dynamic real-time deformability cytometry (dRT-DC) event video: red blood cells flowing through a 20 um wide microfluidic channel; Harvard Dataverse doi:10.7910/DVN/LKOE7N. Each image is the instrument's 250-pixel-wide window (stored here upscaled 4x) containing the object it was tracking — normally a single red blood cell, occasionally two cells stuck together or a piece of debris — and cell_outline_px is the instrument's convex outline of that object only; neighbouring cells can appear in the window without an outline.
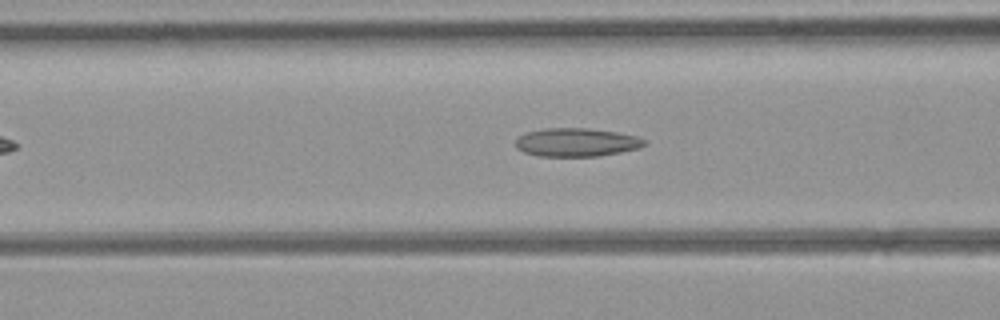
{"species": "common noctule bat (a hibernating species)", "species_latin": "Nyctalus noctula", "temperature_condition": "room temperature", "stored_images_in_passage": 45, "camera_frame_rate_fps": 3000, "um_per_image_px": 0.085, "animal": {"sex": "female", "body_mass_g": 21.9}, "frame": {"image": 1, "passage_image": 13, "time_ms": 4.0, "image_size_px": [1000, 320], "cell_outline_px": [[644, 144], [636, 148], [620, 152], [600, 156], [536, 156], [524, 152], [516, 148], [516, 140], [520, 136], [528, 132], [544, 128], [584, 128], [616, 132], [636, 136], [644, 140]], "centroid_in_image_um": [48.95, 12.1], "position_along_channel_um": 117.7, "area_um2": 21.04}}
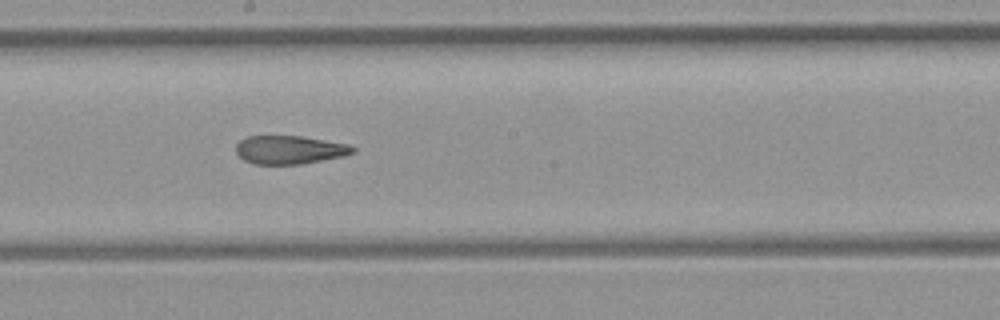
{"frame": {"image": 2, "passage_image": 21, "time_ms": 6.667, "image_size_px": [1000, 320], "cell_outline_px": [[356, 152], [344, 156], [300, 164], [252, 164], [244, 160], [236, 152], [236, 144], [240, 140], [248, 136], [300, 136], [348, 144], [356, 148]], "centroid_in_image_um": [24.61, 12.73], "position_along_channel_um": 223.6, "area_um2": 19.31}}
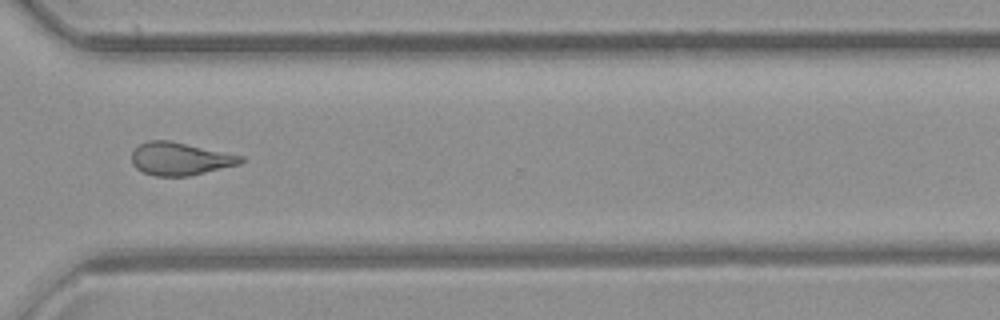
{"frame": {"image": 3, "passage_image": 31, "time_ms": 10.0, "image_size_px": [1000, 320], "cell_outline_px": [[244, 160], [240, 164], [188, 176], [156, 176], [144, 172], [136, 168], [132, 164], [132, 152], [140, 144], [148, 140], [168, 140], [244, 156]], "centroid_in_image_um": [15.3, 13.5], "position_along_channel_um": 355.3, "area_um2": 20.69}, "authors_computed_cell_mechanics": {"area_um2": 20.9814, "velocity_mm_per_s": 3.967, "shape_relaxation_time_tau1_ms": null, "shape_relaxation_time_tau2_ms": 2.8688, "deformation_change_tau1": null, "deformation_change_tau2": 0.1208}}